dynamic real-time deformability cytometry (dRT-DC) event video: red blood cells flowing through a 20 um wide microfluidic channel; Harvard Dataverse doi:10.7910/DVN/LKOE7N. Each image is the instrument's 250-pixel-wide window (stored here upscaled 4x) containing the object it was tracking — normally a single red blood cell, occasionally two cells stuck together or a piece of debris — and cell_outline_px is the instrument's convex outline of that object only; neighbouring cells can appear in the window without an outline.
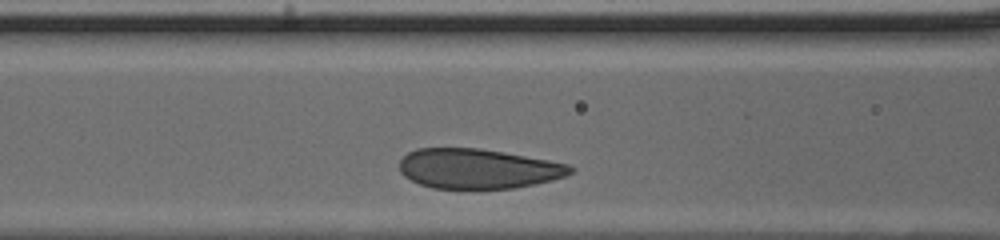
{"species": "human", "species_latin": "Homo sapiens", "temperature_condition": "cold", "stored_images_in_passage": 24, "segment_of_instrument_passage": [1, 2], "camera_frame_rate_fps": 3000, "um_per_image_px": 0.085, "donor": {"sex": "male"}, "frame": {"image": 1, "passage_image": 5, "time_ms": 1.333, "image_size_px": [1000, 240], "cell_outline_px": [[576, 168], [572, 172], [564, 176], [552, 180], [512, 188], [432, 188], [420, 184], [404, 176], [400, 172], [400, 160], [408, 152], [416, 148], [480, 148], [504, 152], [548, 160], [568, 164]], "centroid_in_image_um": [40.61, 14.33], "position_along_channel_um": 126.0, "area_um2": 39.48}}
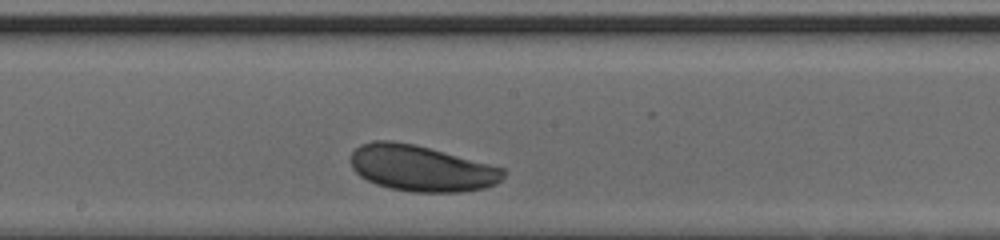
{"frame": {"image": 2, "passage_image": 11, "time_ms": 3.333, "image_size_px": [1000, 240], "cell_outline_px": [[504, 176], [496, 184], [484, 188], [460, 192], [412, 192], [392, 188], [376, 184], [360, 176], [352, 168], [352, 152], [360, 144], [372, 140], [392, 140], [416, 144], [504, 168]], "centroid_in_image_um": [35.8, 14.29], "position_along_channel_um": 212.4, "area_um2": 40.86}}
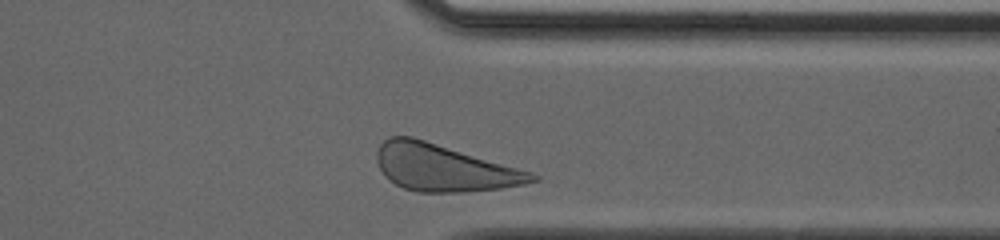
{"frame": {"image": 3, "passage_image": 22, "time_ms": 7.0, "image_size_px": [1000, 240], "cell_outline_px": [[540, 180], [524, 184], [500, 188], [464, 192], [416, 192], [404, 188], [388, 180], [380, 168], [376, 160], [376, 152], [380, 144], [388, 136], [412, 136], [532, 172], [540, 176]], "centroid_in_image_um": [37.71, 14.26], "position_along_channel_um": 373.7, "area_um2": 42.31}}